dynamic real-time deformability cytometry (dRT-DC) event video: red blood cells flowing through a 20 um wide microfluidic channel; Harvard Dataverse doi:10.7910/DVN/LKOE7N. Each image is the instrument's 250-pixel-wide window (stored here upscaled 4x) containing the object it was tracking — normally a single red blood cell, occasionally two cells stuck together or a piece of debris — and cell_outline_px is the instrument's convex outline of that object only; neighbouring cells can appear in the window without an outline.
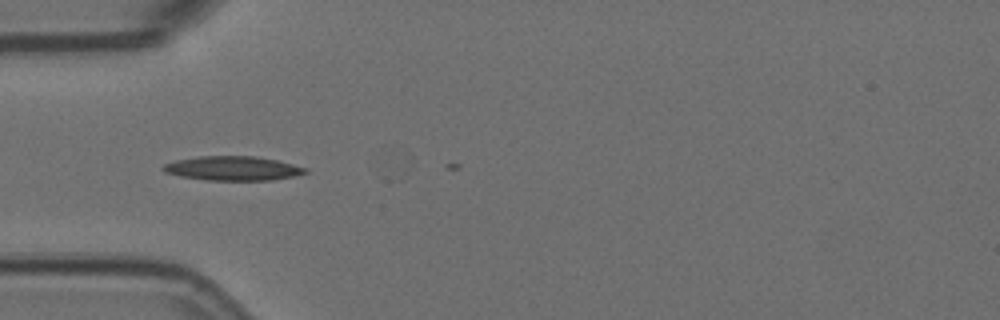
{"species": "Egyptian fruit bat (a non-hibernating species)", "species_latin": "Rousettus aegyptiacus", "temperature_condition": "room temperature", "stored_images_in_passage": 2, "camera_frame_rate_fps": 3000, "um_per_image_px": 0.085, "animal": {"sex": "female"}, "frame": {"image": 1, "passage_image": 1, "time_ms": 0.0, "image_size_px": [1000, 320], "cell_outline_px": [[308, 172], [292, 176], [272, 180], [204, 180], [180, 176], [164, 172], [160, 168], [164, 164], [176, 160], [196, 156], [256, 156], [276, 160], [308, 168]], "centroid_in_image_um": [19.75, 14.3], "position_along_channel_um": 65.3, "area_um2": 20.11}}